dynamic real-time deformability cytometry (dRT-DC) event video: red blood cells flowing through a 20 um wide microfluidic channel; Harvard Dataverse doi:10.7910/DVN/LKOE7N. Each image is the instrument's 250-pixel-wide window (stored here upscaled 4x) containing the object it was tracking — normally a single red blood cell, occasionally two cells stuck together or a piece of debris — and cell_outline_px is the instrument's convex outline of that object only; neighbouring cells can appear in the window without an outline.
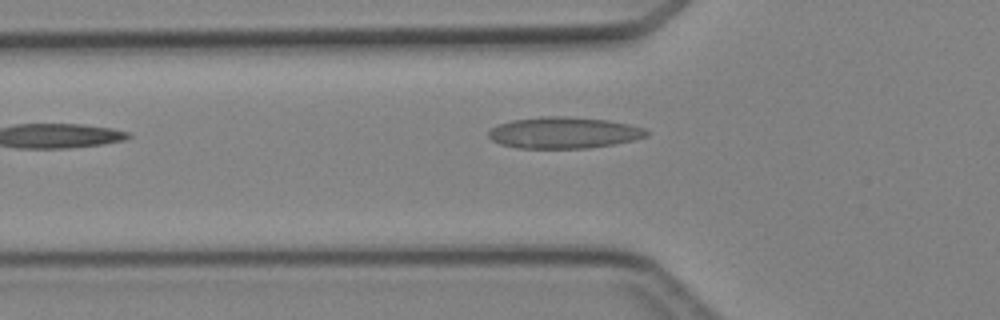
{"species": "Egyptian fruit bat (a non-hibernating species)", "species_latin": "Rousettus aegyptiacus", "temperature_condition": "cold", "stored_images_in_passage": 7, "segment_of_instrument_passage": [2, 2], "camera_frame_rate_fps": 3000, "um_per_image_px": 0.085, "animal": {"sex": "female"}, "frame": {"image": 1, "passage_image": 7, "time_ms": 7.667, "image_size_px": [1000, 320], "cell_outline_px": [[648, 136], [632, 140], [612, 144], [588, 148], [516, 148], [500, 144], [492, 140], [488, 136], [488, 132], [492, 128], [500, 124], [512, 120], [544, 116], [564, 116], [608, 120], [628, 124], [644, 128], [648, 132]], "centroid_in_image_um": [47.91, 11.28], "position_along_channel_um": 77.9, "area_um2": 28.73}}